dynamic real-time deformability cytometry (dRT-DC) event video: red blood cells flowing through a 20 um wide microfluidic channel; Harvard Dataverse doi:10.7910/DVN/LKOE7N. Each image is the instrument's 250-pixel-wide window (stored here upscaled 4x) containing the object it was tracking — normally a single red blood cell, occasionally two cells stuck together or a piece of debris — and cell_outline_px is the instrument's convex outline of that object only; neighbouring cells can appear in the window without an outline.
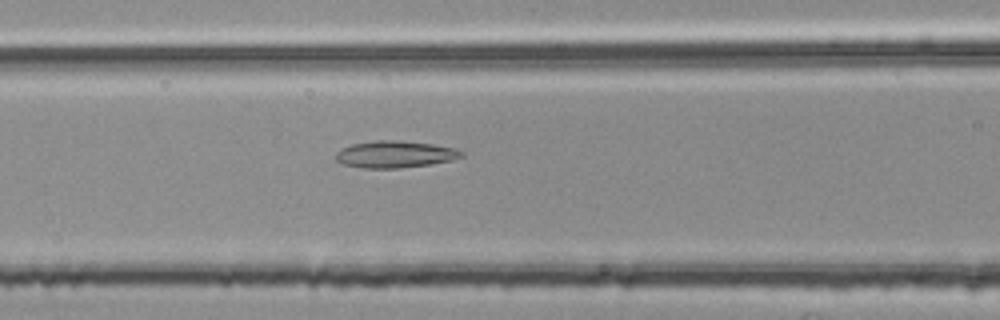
{"species": "common noctule bat (a hibernating species)", "species_latin": "Nyctalus noctula", "temperature_condition": "room temperature", "stored_images_in_passage": 48, "camera_frame_rate_fps": 3000, "um_per_image_px": 0.085, "animal": {"sex": "female", "body_mass_g": 25.1}, "frame": {"image": 1, "passage_image": 18, "time_ms": 5.667, "image_size_px": [1000, 320], "cell_outline_px": [[464, 156], [452, 160], [432, 164], [400, 168], [360, 168], [344, 164], [336, 160], [336, 152], [340, 148], [352, 144], [376, 140], [400, 140], [432, 144], [456, 148], [464, 152]], "centroid_in_image_um": [33.59, 13.11], "position_along_channel_um": 133.0, "area_um2": 19.88}}
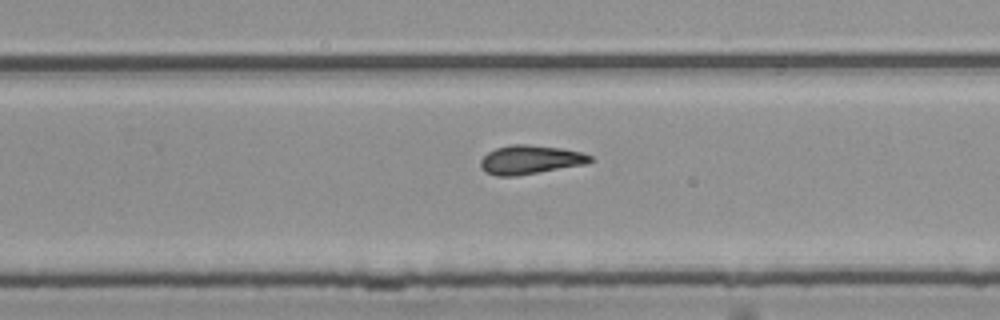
{"frame": {"image": 2, "passage_image": 30, "time_ms": 9.667, "image_size_px": [1000, 320], "cell_outline_px": [[592, 160], [584, 164], [516, 176], [496, 176], [484, 172], [480, 168], [480, 160], [488, 152], [496, 148], [508, 144], [528, 144], [564, 148], [580, 152], [592, 156]], "centroid_in_image_um": [45.01, 13.57], "position_along_channel_um": 284.8, "area_um2": 18.5}}
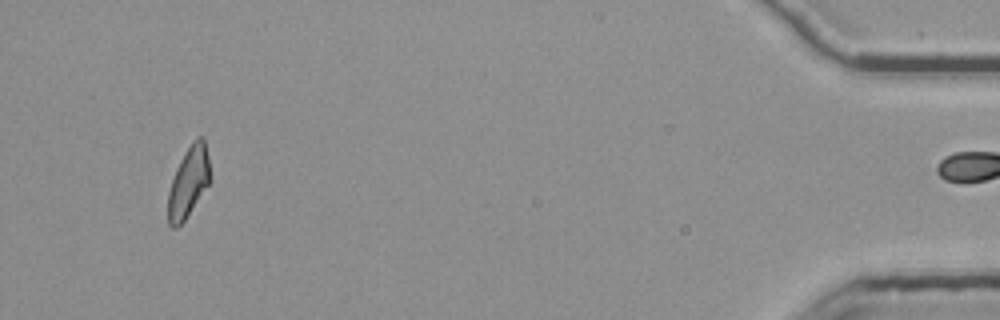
{"frame": {"image": 3, "passage_image": 47, "time_ms": 15.333, "image_size_px": [1000, 320], "cell_outline_px": [[212, 180], [184, 220], [176, 228], [172, 228], [168, 224], [168, 192], [176, 168], [184, 152], [192, 140], [196, 136], [204, 136], [208, 156]], "centroid_in_image_um": [16.04, 15.42], "position_along_channel_um": 419.2, "area_um2": 17.51}, "authors_computed_cell_mechanics": {"area_um2": 18.5249, "velocity_mm_per_s": 3.793, "shape_relaxation_time_tau1_ms": null, "shape_relaxation_time_tau2_ms": 8.0638, "deformation_change_tau1": null, "deformation_change_tau2": 0.1952}}